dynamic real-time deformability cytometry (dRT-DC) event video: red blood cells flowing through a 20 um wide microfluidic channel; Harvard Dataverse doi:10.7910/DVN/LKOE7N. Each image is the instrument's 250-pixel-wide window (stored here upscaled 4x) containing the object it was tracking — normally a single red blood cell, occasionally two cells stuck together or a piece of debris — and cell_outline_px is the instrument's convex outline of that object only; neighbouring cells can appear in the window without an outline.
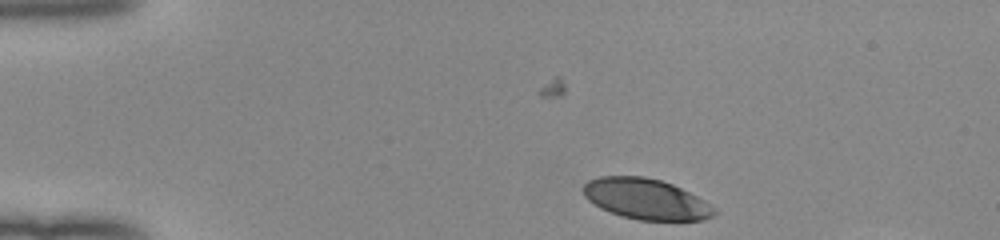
{"species": "human", "species_latin": "Homo sapiens", "temperature_condition": "room temperature", "stored_images_in_passage": 4, "camera_frame_rate_fps": 3000, "um_per_image_px": 0.085, "donor": {"sex": "female"}, "frame": {"image": 1, "passage_image": 4, "time_ms": 1.0, "image_size_px": [1000, 240], "cell_outline_px": [[716, 212], [712, 216], [704, 220], [636, 220], [600, 208], [588, 200], [584, 196], [580, 188], [588, 180], [600, 176], [644, 176], [660, 180], [672, 184], [704, 200], [716, 208]], "centroid_in_image_um": [54.88, 16.91], "position_along_channel_um": 30.1, "area_um2": 31.04}}